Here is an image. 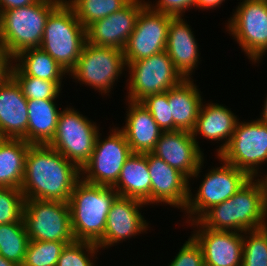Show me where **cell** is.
Returning <instances> with one entry per match:
<instances>
[{
  "instance_id": "1",
  "label": "cell",
  "mask_w": 267,
  "mask_h": 266,
  "mask_svg": "<svg viewBox=\"0 0 267 266\" xmlns=\"http://www.w3.org/2000/svg\"><path fill=\"white\" fill-rule=\"evenodd\" d=\"M83 175L81 169L49 145H30L21 191L24 199L67 202Z\"/></svg>"
},
{
  "instance_id": "2",
  "label": "cell",
  "mask_w": 267,
  "mask_h": 266,
  "mask_svg": "<svg viewBox=\"0 0 267 266\" xmlns=\"http://www.w3.org/2000/svg\"><path fill=\"white\" fill-rule=\"evenodd\" d=\"M251 178L232 197L207 210L198 221L206 228L244 234L267 226L266 187Z\"/></svg>"
},
{
  "instance_id": "3",
  "label": "cell",
  "mask_w": 267,
  "mask_h": 266,
  "mask_svg": "<svg viewBox=\"0 0 267 266\" xmlns=\"http://www.w3.org/2000/svg\"><path fill=\"white\" fill-rule=\"evenodd\" d=\"M118 196L113 187L82 179L75 185L68 201L75 241L97 243L104 236L109 209Z\"/></svg>"
},
{
  "instance_id": "4",
  "label": "cell",
  "mask_w": 267,
  "mask_h": 266,
  "mask_svg": "<svg viewBox=\"0 0 267 266\" xmlns=\"http://www.w3.org/2000/svg\"><path fill=\"white\" fill-rule=\"evenodd\" d=\"M64 0H38L36 3L0 14V48L12 58L29 48H40L49 15Z\"/></svg>"
},
{
  "instance_id": "5",
  "label": "cell",
  "mask_w": 267,
  "mask_h": 266,
  "mask_svg": "<svg viewBox=\"0 0 267 266\" xmlns=\"http://www.w3.org/2000/svg\"><path fill=\"white\" fill-rule=\"evenodd\" d=\"M86 41V28L64 0L49 15L40 48L69 73L75 67Z\"/></svg>"
},
{
  "instance_id": "6",
  "label": "cell",
  "mask_w": 267,
  "mask_h": 266,
  "mask_svg": "<svg viewBox=\"0 0 267 266\" xmlns=\"http://www.w3.org/2000/svg\"><path fill=\"white\" fill-rule=\"evenodd\" d=\"M23 221L33 241L74 242L70 208L67 202L24 200Z\"/></svg>"
},
{
  "instance_id": "7",
  "label": "cell",
  "mask_w": 267,
  "mask_h": 266,
  "mask_svg": "<svg viewBox=\"0 0 267 266\" xmlns=\"http://www.w3.org/2000/svg\"><path fill=\"white\" fill-rule=\"evenodd\" d=\"M97 128L77 110L66 108L59 115L55 135L48 145L82 169L94 150Z\"/></svg>"
},
{
  "instance_id": "8",
  "label": "cell",
  "mask_w": 267,
  "mask_h": 266,
  "mask_svg": "<svg viewBox=\"0 0 267 266\" xmlns=\"http://www.w3.org/2000/svg\"><path fill=\"white\" fill-rule=\"evenodd\" d=\"M130 75L129 101L141 102L147 96L166 92L184 78L176 70L166 50L127 64Z\"/></svg>"
},
{
  "instance_id": "9",
  "label": "cell",
  "mask_w": 267,
  "mask_h": 266,
  "mask_svg": "<svg viewBox=\"0 0 267 266\" xmlns=\"http://www.w3.org/2000/svg\"><path fill=\"white\" fill-rule=\"evenodd\" d=\"M221 161L257 176L258 165L267 162V124L257 120L237 122L227 147L218 155Z\"/></svg>"
},
{
  "instance_id": "10",
  "label": "cell",
  "mask_w": 267,
  "mask_h": 266,
  "mask_svg": "<svg viewBox=\"0 0 267 266\" xmlns=\"http://www.w3.org/2000/svg\"><path fill=\"white\" fill-rule=\"evenodd\" d=\"M99 137L100 134L89 161L81 169L84 176L87 173L86 178L82 176L81 179L89 184L113 187L124 163L133 152L123 131L118 127L112 130L107 139L102 141Z\"/></svg>"
},
{
  "instance_id": "11",
  "label": "cell",
  "mask_w": 267,
  "mask_h": 266,
  "mask_svg": "<svg viewBox=\"0 0 267 266\" xmlns=\"http://www.w3.org/2000/svg\"><path fill=\"white\" fill-rule=\"evenodd\" d=\"M126 65L123 50L96 46L85 42L75 67L69 72L73 78L92 86L101 93L110 92L115 79Z\"/></svg>"
},
{
  "instance_id": "12",
  "label": "cell",
  "mask_w": 267,
  "mask_h": 266,
  "mask_svg": "<svg viewBox=\"0 0 267 266\" xmlns=\"http://www.w3.org/2000/svg\"><path fill=\"white\" fill-rule=\"evenodd\" d=\"M223 163L222 166L207 173L195 197L192 196L189 189V197L184 211H187L188 217L192 221L198 220L214 205L232 197L251 179L245 171L226 162Z\"/></svg>"
},
{
  "instance_id": "13",
  "label": "cell",
  "mask_w": 267,
  "mask_h": 266,
  "mask_svg": "<svg viewBox=\"0 0 267 266\" xmlns=\"http://www.w3.org/2000/svg\"><path fill=\"white\" fill-rule=\"evenodd\" d=\"M227 24L248 58L258 62L267 52V0H244Z\"/></svg>"
},
{
  "instance_id": "14",
  "label": "cell",
  "mask_w": 267,
  "mask_h": 266,
  "mask_svg": "<svg viewBox=\"0 0 267 266\" xmlns=\"http://www.w3.org/2000/svg\"><path fill=\"white\" fill-rule=\"evenodd\" d=\"M170 15L153 11L146 5L123 49L126 65L166 50Z\"/></svg>"
},
{
  "instance_id": "15",
  "label": "cell",
  "mask_w": 267,
  "mask_h": 266,
  "mask_svg": "<svg viewBox=\"0 0 267 266\" xmlns=\"http://www.w3.org/2000/svg\"><path fill=\"white\" fill-rule=\"evenodd\" d=\"M151 153L181 172L187 179L197 178L203 165L204 156L196 137L185 130L163 132Z\"/></svg>"
},
{
  "instance_id": "16",
  "label": "cell",
  "mask_w": 267,
  "mask_h": 266,
  "mask_svg": "<svg viewBox=\"0 0 267 266\" xmlns=\"http://www.w3.org/2000/svg\"><path fill=\"white\" fill-rule=\"evenodd\" d=\"M141 1L131 0L120 11L93 22L86 29L87 42L123 50L135 28L140 11L147 5V2Z\"/></svg>"
},
{
  "instance_id": "17",
  "label": "cell",
  "mask_w": 267,
  "mask_h": 266,
  "mask_svg": "<svg viewBox=\"0 0 267 266\" xmlns=\"http://www.w3.org/2000/svg\"><path fill=\"white\" fill-rule=\"evenodd\" d=\"M191 225L200 227L192 237L202 248L204 266L242 265L243 235L234 231L209 229L198 220L192 221Z\"/></svg>"
},
{
  "instance_id": "18",
  "label": "cell",
  "mask_w": 267,
  "mask_h": 266,
  "mask_svg": "<svg viewBox=\"0 0 267 266\" xmlns=\"http://www.w3.org/2000/svg\"><path fill=\"white\" fill-rule=\"evenodd\" d=\"M142 205L146 203L139 199L118 196L109 209L104 236L96 243L98 247L105 249L144 230L146 232L148 223L138 210Z\"/></svg>"
},
{
  "instance_id": "19",
  "label": "cell",
  "mask_w": 267,
  "mask_h": 266,
  "mask_svg": "<svg viewBox=\"0 0 267 266\" xmlns=\"http://www.w3.org/2000/svg\"><path fill=\"white\" fill-rule=\"evenodd\" d=\"M147 164L151 178V204L164 202L184 210L189 197L188 179L152 153H147Z\"/></svg>"
},
{
  "instance_id": "20",
  "label": "cell",
  "mask_w": 267,
  "mask_h": 266,
  "mask_svg": "<svg viewBox=\"0 0 267 266\" xmlns=\"http://www.w3.org/2000/svg\"><path fill=\"white\" fill-rule=\"evenodd\" d=\"M28 105L20 87L10 76L0 85V134L2 138L27 142Z\"/></svg>"
},
{
  "instance_id": "21",
  "label": "cell",
  "mask_w": 267,
  "mask_h": 266,
  "mask_svg": "<svg viewBox=\"0 0 267 266\" xmlns=\"http://www.w3.org/2000/svg\"><path fill=\"white\" fill-rule=\"evenodd\" d=\"M182 16L171 17L166 42V52L176 70L189 79L198 63V46L193 32Z\"/></svg>"
},
{
  "instance_id": "22",
  "label": "cell",
  "mask_w": 267,
  "mask_h": 266,
  "mask_svg": "<svg viewBox=\"0 0 267 266\" xmlns=\"http://www.w3.org/2000/svg\"><path fill=\"white\" fill-rule=\"evenodd\" d=\"M128 102L126 124L121 129L133 153H151L163 131L141 102Z\"/></svg>"
},
{
  "instance_id": "23",
  "label": "cell",
  "mask_w": 267,
  "mask_h": 266,
  "mask_svg": "<svg viewBox=\"0 0 267 266\" xmlns=\"http://www.w3.org/2000/svg\"><path fill=\"white\" fill-rule=\"evenodd\" d=\"M183 79L178 85L168 90L170 118H173V131L195 129L202 99L193 81Z\"/></svg>"
},
{
  "instance_id": "24",
  "label": "cell",
  "mask_w": 267,
  "mask_h": 266,
  "mask_svg": "<svg viewBox=\"0 0 267 266\" xmlns=\"http://www.w3.org/2000/svg\"><path fill=\"white\" fill-rule=\"evenodd\" d=\"M119 196L135 198L151 204V178L147 153H132L124 163L117 183L113 186Z\"/></svg>"
},
{
  "instance_id": "25",
  "label": "cell",
  "mask_w": 267,
  "mask_h": 266,
  "mask_svg": "<svg viewBox=\"0 0 267 266\" xmlns=\"http://www.w3.org/2000/svg\"><path fill=\"white\" fill-rule=\"evenodd\" d=\"M238 120L234 113L225 106L216 103L205 106L202 103L192 134L197 137L199 133L204 138L214 141L226 139L225 143L217 149L219 155L231 140Z\"/></svg>"
},
{
  "instance_id": "26",
  "label": "cell",
  "mask_w": 267,
  "mask_h": 266,
  "mask_svg": "<svg viewBox=\"0 0 267 266\" xmlns=\"http://www.w3.org/2000/svg\"><path fill=\"white\" fill-rule=\"evenodd\" d=\"M55 99H30L28 105L27 142L31 145H48L53 139L61 111Z\"/></svg>"
},
{
  "instance_id": "27",
  "label": "cell",
  "mask_w": 267,
  "mask_h": 266,
  "mask_svg": "<svg viewBox=\"0 0 267 266\" xmlns=\"http://www.w3.org/2000/svg\"><path fill=\"white\" fill-rule=\"evenodd\" d=\"M11 76H33L48 81H61L67 73L48 53L41 48H29L13 57ZM17 60V61H16Z\"/></svg>"
},
{
  "instance_id": "28",
  "label": "cell",
  "mask_w": 267,
  "mask_h": 266,
  "mask_svg": "<svg viewBox=\"0 0 267 266\" xmlns=\"http://www.w3.org/2000/svg\"><path fill=\"white\" fill-rule=\"evenodd\" d=\"M31 144L24 139L0 141V187L21 188L27 151Z\"/></svg>"
},
{
  "instance_id": "29",
  "label": "cell",
  "mask_w": 267,
  "mask_h": 266,
  "mask_svg": "<svg viewBox=\"0 0 267 266\" xmlns=\"http://www.w3.org/2000/svg\"><path fill=\"white\" fill-rule=\"evenodd\" d=\"M29 237L24 222L0 225V255L18 266H22Z\"/></svg>"
},
{
  "instance_id": "30",
  "label": "cell",
  "mask_w": 267,
  "mask_h": 266,
  "mask_svg": "<svg viewBox=\"0 0 267 266\" xmlns=\"http://www.w3.org/2000/svg\"><path fill=\"white\" fill-rule=\"evenodd\" d=\"M131 0H65L76 18L87 29L93 22L120 11Z\"/></svg>"
},
{
  "instance_id": "31",
  "label": "cell",
  "mask_w": 267,
  "mask_h": 266,
  "mask_svg": "<svg viewBox=\"0 0 267 266\" xmlns=\"http://www.w3.org/2000/svg\"><path fill=\"white\" fill-rule=\"evenodd\" d=\"M73 242L29 240L22 266H56L62 250Z\"/></svg>"
},
{
  "instance_id": "32",
  "label": "cell",
  "mask_w": 267,
  "mask_h": 266,
  "mask_svg": "<svg viewBox=\"0 0 267 266\" xmlns=\"http://www.w3.org/2000/svg\"><path fill=\"white\" fill-rule=\"evenodd\" d=\"M248 232L250 236L243 235L241 266H267V226Z\"/></svg>"
},
{
  "instance_id": "33",
  "label": "cell",
  "mask_w": 267,
  "mask_h": 266,
  "mask_svg": "<svg viewBox=\"0 0 267 266\" xmlns=\"http://www.w3.org/2000/svg\"><path fill=\"white\" fill-rule=\"evenodd\" d=\"M27 100L55 99L61 91L62 81H48L33 76H11Z\"/></svg>"
},
{
  "instance_id": "34",
  "label": "cell",
  "mask_w": 267,
  "mask_h": 266,
  "mask_svg": "<svg viewBox=\"0 0 267 266\" xmlns=\"http://www.w3.org/2000/svg\"><path fill=\"white\" fill-rule=\"evenodd\" d=\"M24 196L21 189L0 187V225L23 221Z\"/></svg>"
},
{
  "instance_id": "35",
  "label": "cell",
  "mask_w": 267,
  "mask_h": 266,
  "mask_svg": "<svg viewBox=\"0 0 267 266\" xmlns=\"http://www.w3.org/2000/svg\"><path fill=\"white\" fill-rule=\"evenodd\" d=\"M98 248L96 243L87 241H74L67 244L62 250L56 266H95L88 254L94 257V254L98 252Z\"/></svg>"
},
{
  "instance_id": "36",
  "label": "cell",
  "mask_w": 267,
  "mask_h": 266,
  "mask_svg": "<svg viewBox=\"0 0 267 266\" xmlns=\"http://www.w3.org/2000/svg\"><path fill=\"white\" fill-rule=\"evenodd\" d=\"M141 104L151 113L163 132L173 131V118H170L168 91L147 96Z\"/></svg>"
},
{
  "instance_id": "37",
  "label": "cell",
  "mask_w": 267,
  "mask_h": 266,
  "mask_svg": "<svg viewBox=\"0 0 267 266\" xmlns=\"http://www.w3.org/2000/svg\"><path fill=\"white\" fill-rule=\"evenodd\" d=\"M169 266H204L201 246L193 237H190Z\"/></svg>"
},
{
  "instance_id": "38",
  "label": "cell",
  "mask_w": 267,
  "mask_h": 266,
  "mask_svg": "<svg viewBox=\"0 0 267 266\" xmlns=\"http://www.w3.org/2000/svg\"><path fill=\"white\" fill-rule=\"evenodd\" d=\"M147 5L155 12L180 17L187 8L196 7V0H159L155 6L151 5L150 2H147Z\"/></svg>"
},
{
  "instance_id": "39",
  "label": "cell",
  "mask_w": 267,
  "mask_h": 266,
  "mask_svg": "<svg viewBox=\"0 0 267 266\" xmlns=\"http://www.w3.org/2000/svg\"><path fill=\"white\" fill-rule=\"evenodd\" d=\"M13 58L0 48V85L11 76Z\"/></svg>"
},
{
  "instance_id": "40",
  "label": "cell",
  "mask_w": 267,
  "mask_h": 266,
  "mask_svg": "<svg viewBox=\"0 0 267 266\" xmlns=\"http://www.w3.org/2000/svg\"><path fill=\"white\" fill-rule=\"evenodd\" d=\"M38 0H0V14L9 9L25 7L36 3Z\"/></svg>"
},
{
  "instance_id": "41",
  "label": "cell",
  "mask_w": 267,
  "mask_h": 266,
  "mask_svg": "<svg viewBox=\"0 0 267 266\" xmlns=\"http://www.w3.org/2000/svg\"><path fill=\"white\" fill-rule=\"evenodd\" d=\"M223 1L225 0H196V6L201 9H213L216 6L219 7Z\"/></svg>"
},
{
  "instance_id": "42",
  "label": "cell",
  "mask_w": 267,
  "mask_h": 266,
  "mask_svg": "<svg viewBox=\"0 0 267 266\" xmlns=\"http://www.w3.org/2000/svg\"><path fill=\"white\" fill-rule=\"evenodd\" d=\"M263 115H261L262 117H260V119H258L259 121L263 122L264 124H267V97L266 100L264 102V110H263Z\"/></svg>"
},
{
  "instance_id": "43",
  "label": "cell",
  "mask_w": 267,
  "mask_h": 266,
  "mask_svg": "<svg viewBox=\"0 0 267 266\" xmlns=\"http://www.w3.org/2000/svg\"><path fill=\"white\" fill-rule=\"evenodd\" d=\"M0 266H18L0 255Z\"/></svg>"
},
{
  "instance_id": "44",
  "label": "cell",
  "mask_w": 267,
  "mask_h": 266,
  "mask_svg": "<svg viewBox=\"0 0 267 266\" xmlns=\"http://www.w3.org/2000/svg\"><path fill=\"white\" fill-rule=\"evenodd\" d=\"M262 179H263L265 187H266V205H267V175H266V177H263Z\"/></svg>"
}]
</instances>
